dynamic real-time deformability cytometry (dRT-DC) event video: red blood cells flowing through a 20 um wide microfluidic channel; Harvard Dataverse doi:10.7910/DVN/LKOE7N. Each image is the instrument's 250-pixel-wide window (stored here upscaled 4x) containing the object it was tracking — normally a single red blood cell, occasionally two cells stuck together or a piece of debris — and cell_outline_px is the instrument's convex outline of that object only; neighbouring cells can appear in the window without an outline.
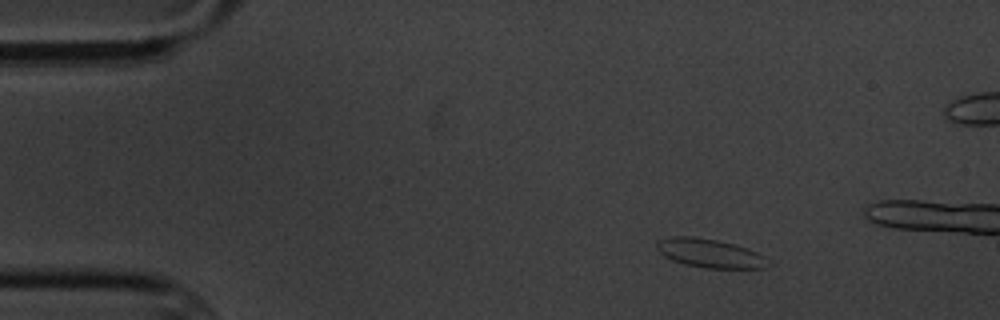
{"species": "common noctule bat (a hibernating species)", "species_latin": "Nyctalus noctula", "temperature_condition": "cold", "stored_images_in_passage": 4, "camera_frame_rate_fps": 3000, "um_per_image_px": 0.085, "animal": {"sex": "male", "body_mass_g": 20.1, "forearm_length_mm": 53.5}, "frame": {"image": 1, "passage_image": 1, "time_ms": 0.0, "image_size_px": [1000, 320], "cell_outline_px": [[772, 264], [764, 268], [704, 268], [684, 264], [672, 260], [664, 256], [656, 248], [656, 244], [660, 240], [672, 236], [696, 236], [716, 240], [748, 248], [764, 256]], "centroid_in_image_um": [60.34, 21.53], "position_along_channel_um": 24.7, "area_um2": 18.67}}